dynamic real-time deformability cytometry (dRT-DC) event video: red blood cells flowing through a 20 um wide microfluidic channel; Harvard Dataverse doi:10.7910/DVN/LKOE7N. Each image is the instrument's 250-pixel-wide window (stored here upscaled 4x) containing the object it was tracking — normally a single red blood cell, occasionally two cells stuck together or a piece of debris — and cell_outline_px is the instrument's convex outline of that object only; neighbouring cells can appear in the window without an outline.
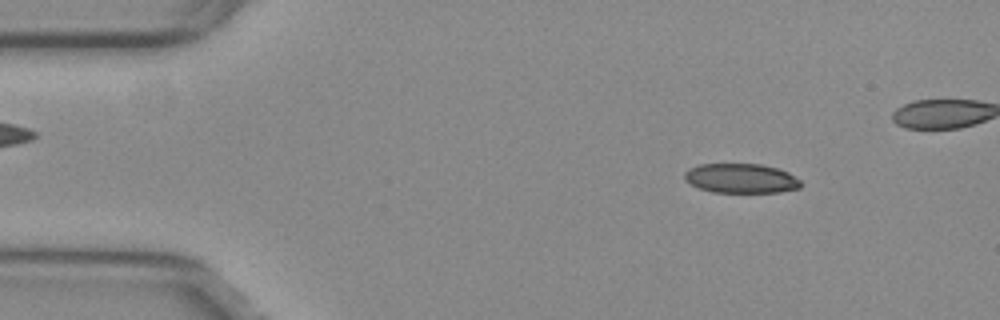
{"species": "common noctule bat (a hibernating species)", "species_latin": "Nyctalus noctula", "temperature_condition": "warm", "stored_images_in_passage": 48, "camera_frame_rate_fps": 3000, "um_per_image_px": 0.085, "animal": {"sex": "female", "body_mass_g": 29.2, "forearm_length_mm": 56.3}, "frame": {"image": 1, "passage_image": 7, "time_ms": 2.0, "image_size_px": [1000, 320], "cell_outline_px": [[800, 188], [780, 192], [712, 192], [700, 188], [684, 180], [684, 172], [688, 168], [700, 164], [760, 164], [776, 168], [788, 172], [800, 180]], "centroid_in_image_um": [62.96, 15.16], "position_along_channel_um": 22.0, "area_um2": 19.94}}
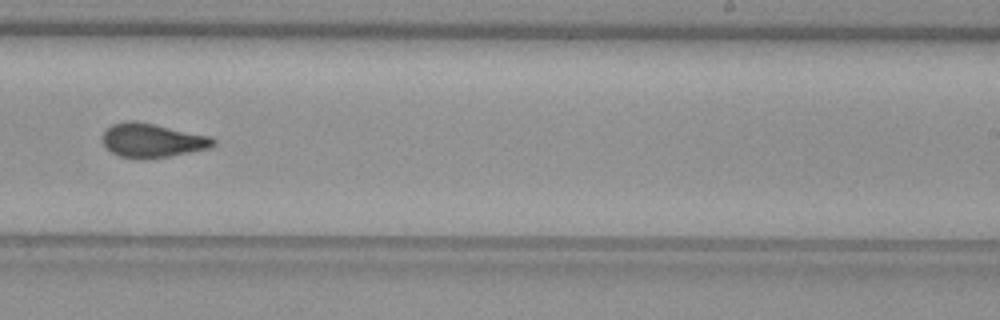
{"frame": {"image": 2, "passage_image": 33, "time_ms": 10.667, "image_size_px": [1000, 320], "cell_outline_px": [[216, 144], [208, 148], [168, 156], [140, 160], [136, 160], [120, 156], [112, 152], [104, 144], [100, 136], [112, 124], [124, 120], [136, 120], [212, 136], [216, 140]], "centroid_in_image_um": [12.92, 11.92], "position_along_channel_um": 276.1, "area_um2": 22.2}}
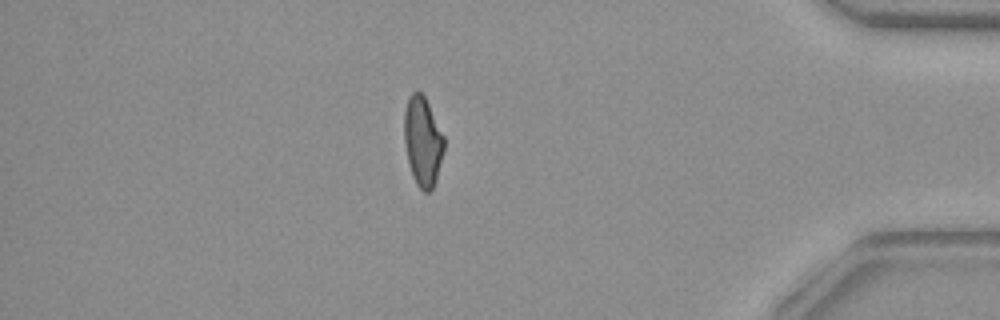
{"frame": {"image": 3, "passage_image": 46, "time_ms": 15.0, "image_size_px": [1000, 320], "cell_outline_px": [[444, 148], [436, 180], [432, 188], [428, 192], [424, 192], [416, 184], [412, 176], [408, 160], [404, 140], [404, 112], [408, 96], [412, 92], [420, 92], [424, 96], [444, 136]], "centroid_in_image_um": [35.92, 12.01], "position_along_channel_um": 399.3, "area_um2": 20.58}, "authors_computed_cell_mechanics": {"area_um2": 21.6461, "velocity_mm_per_s": 3.8179, "shape_relaxation_time_tau1_ms": null, "shape_relaxation_time_tau2_ms": 1.5677, "deformation_change_tau1": null, "deformation_change_tau2": 0.0811}}